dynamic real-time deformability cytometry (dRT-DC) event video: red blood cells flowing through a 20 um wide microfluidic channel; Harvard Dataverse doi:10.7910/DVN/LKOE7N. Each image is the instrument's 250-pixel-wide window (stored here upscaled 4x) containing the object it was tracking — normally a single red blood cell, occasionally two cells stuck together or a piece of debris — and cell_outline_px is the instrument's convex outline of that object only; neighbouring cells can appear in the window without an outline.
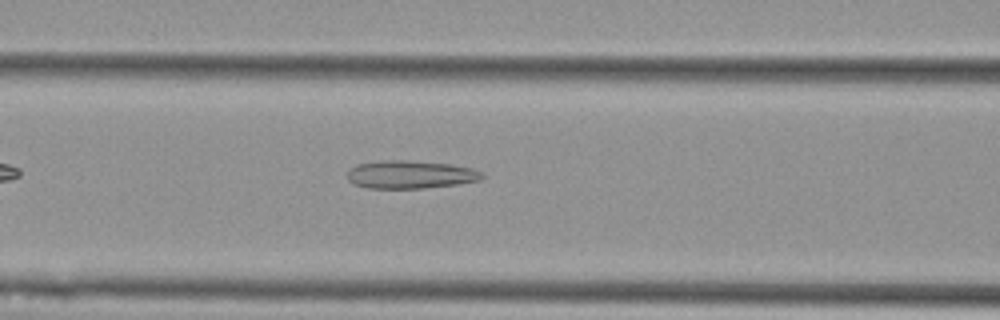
{"species": "Egyptian fruit bat (a non-hibernating species)", "species_latin": "Rousettus aegyptiacus", "temperature_condition": "cold", "stored_images_in_passage": 39, "camera_frame_rate_fps": 3000, "um_per_image_px": 0.085, "animal": {"sex": "female"}, "frame": {"image": 1, "passage_image": 6, "time_ms": 1.667, "image_size_px": [1000, 320], "cell_outline_px": [[484, 176], [480, 180], [456, 184], [424, 188], [368, 188], [352, 184], [348, 180], [348, 168], [356, 164], [380, 160], [408, 160], [452, 164], [472, 168], [484, 172]], "centroid_in_image_um": [34.86, 14.82], "position_along_channel_um": 131.7, "area_um2": 22.25}}
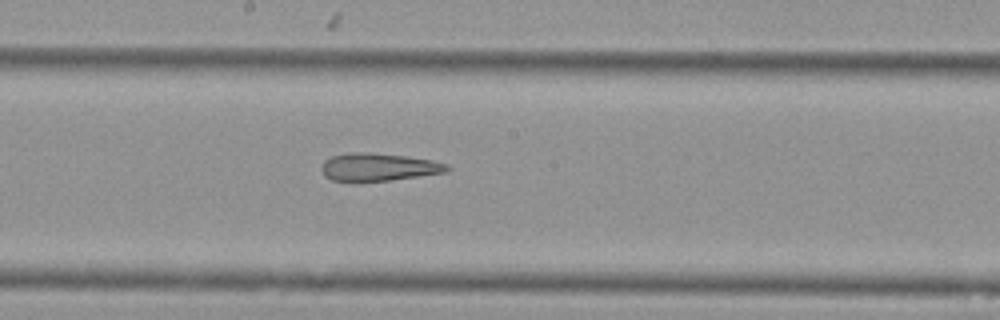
{"frame": {"image": 2, "passage_image": 13, "time_ms": 4.0, "image_size_px": [1000, 320], "cell_outline_px": [[452, 168], [448, 172], [392, 180], [356, 184], [352, 184], [332, 180], [324, 176], [320, 168], [324, 160], [332, 156], [348, 152], [368, 152], [404, 156], [432, 160], [448, 164]], "centroid_in_image_um": [32.12, 14.24], "position_along_channel_um": 216.1, "area_um2": 21.15}}
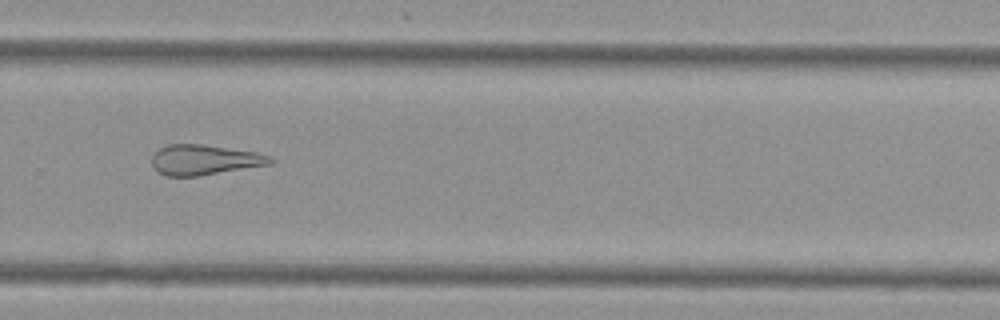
{"frame": {"image": 3, "passage_image": 21, "time_ms": 6.667, "image_size_px": [1000, 320], "cell_outline_px": [[276, 160], [272, 164], [196, 176], [164, 176], [156, 172], [152, 164], [152, 156], [160, 148], [168, 144], [200, 144], [256, 152], [272, 156]], "centroid_in_image_um": [17.38, 13.59], "position_along_channel_um": 312.4, "area_um2": 20.87}, "authors_computed_cell_mechanics": {"area_um2": 21.964, "velocity_mm_per_s": 3.6271, "shape_relaxation_time_tau1_ms": null, "shape_relaxation_time_tau2_ms": 3.3197, "deformation_change_tau1": null, "deformation_change_tau2": 0.1378}}